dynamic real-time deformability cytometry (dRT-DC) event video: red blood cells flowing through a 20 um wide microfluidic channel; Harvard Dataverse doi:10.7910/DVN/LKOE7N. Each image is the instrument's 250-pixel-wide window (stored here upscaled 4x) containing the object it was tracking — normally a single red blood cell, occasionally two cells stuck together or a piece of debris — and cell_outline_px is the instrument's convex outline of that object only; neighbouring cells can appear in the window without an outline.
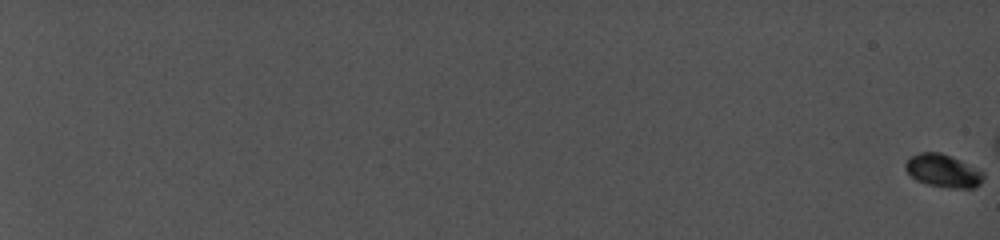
{"species": "common noctule bat (a hibernating species)", "species_latin": "Nyctalus noctula", "temperature_condition": "cold", "stored_images_in_passage": 39, "camera_frame_rate_fps": 5000, "um_per_image_px": 0.085, "animal": {"sex": "female", "body_mass_g": 19.0, "forearm_length_mm": 56.7}, "frame": {"image": 1, "passage_image": 1, "time_ms": 0.0, "image_size_px": [1000, 240], "cell_outline_px": [[984, 180], [976, 188], [952, 188], [928, 184], [916, 180], [904, 168], [904, 164], [912, 156], [920, 152], [940, 152], [960, 160], [984, 172]], "centroid_in_image_um": [80.19, 14.52], "position_along_channel_um": 4.8, "area_um2": 14.91}}
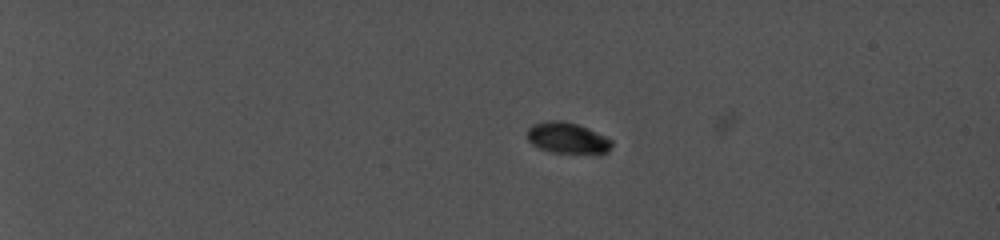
{"frame": {"image": 2, "passage_image": 35, "time_ms": 6.2, "image_size_px": [1000, 240], "cell_outline_px": [[612, 148], [608, 152], [600, 156], [596, 156], [552, 152], [540, 148], [532, 144], [528, 140], [528, 128], [532, 124], [544, 120], [560, 120], [576, 124], [588, 128], [612, 140]], "centroid_in_image_um": [48.28, 11.77], "position_along_channel_um": 36.7, "area_um2": 15.9}}